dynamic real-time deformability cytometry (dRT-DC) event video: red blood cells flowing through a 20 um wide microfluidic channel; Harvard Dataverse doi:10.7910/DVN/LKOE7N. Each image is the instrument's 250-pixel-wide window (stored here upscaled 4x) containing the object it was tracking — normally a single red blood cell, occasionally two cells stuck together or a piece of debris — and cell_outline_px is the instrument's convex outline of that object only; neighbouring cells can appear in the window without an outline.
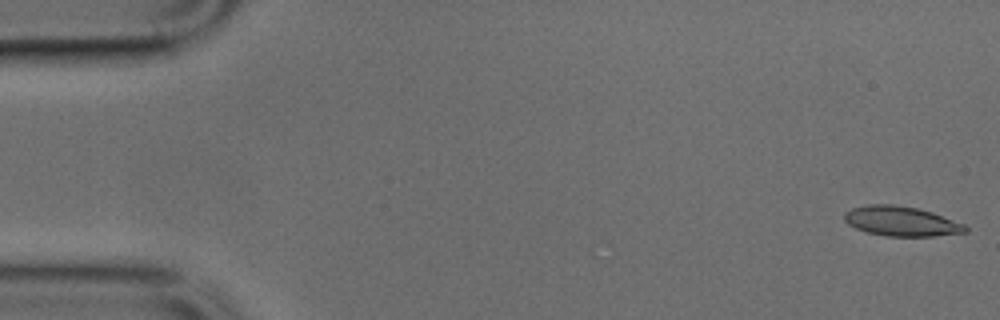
{"species": "common noctule bat (a hibernating species)", "species_latin": "Nyctalus noctula", "temperature_condition": "cold", "stored_images_in_passage": 13, "camera_frame_rate_fps": 3000, "um_per_image_px": 0.085, "animal": {"sex": "male", "body_mass_g": 17.9, "forearm_length_mm": 54.2}, "frame": {"image": 1, "passage_image": 1, "time_ms": 0.0, "image_size_px": [1000, 320], "cell_outline_px": [[968, 232], [932, 236], [888, 236], [868, 232], [856, 228], [848, 224], [844, 220], [844, 212], [852, 208], [868, 204], [892, 204], [916, 208], [932, 212], [964, 224], [968, 228]], "centroid_in_image_um": [76.6, 18.8], "position_along_channel_um": 8.4, "area_um2": 20.87}}